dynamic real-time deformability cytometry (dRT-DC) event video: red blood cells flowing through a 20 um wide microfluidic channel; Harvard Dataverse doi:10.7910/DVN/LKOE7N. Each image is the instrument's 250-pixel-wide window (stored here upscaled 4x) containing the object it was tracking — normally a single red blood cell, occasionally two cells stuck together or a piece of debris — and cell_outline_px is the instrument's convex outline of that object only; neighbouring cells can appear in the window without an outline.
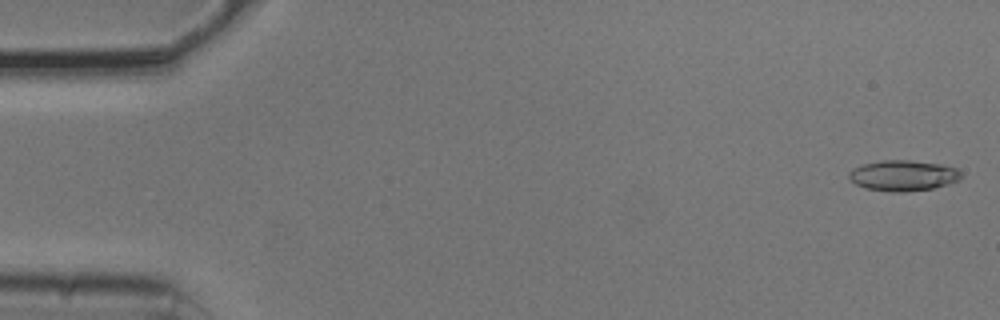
{"species": "common noctule bat (a hibernating species)", "species_latin": "Nyctalus noctula", "temperature_condition": "cold", "stored_images_in_passage": 12, "camera_frame_rate_fps": 3000, "um_per_image_px": 0.085, "animal": {"sex": "male", "body_mass_g": 20.5, "forearm_length_mm": 52.5}, "frame": {"image": 1, "passage_image": 1, "time_ms": 0.0, "image_size_px": [1000, 320], "cell_outline_px": [[960, 180], [948, 184], [932, 188], [904, 192], [892, 192], [864, 188], [856, 184], [848, 176], [848, 172], [852, 168], [864, 164], [880, 160], [908, 160], [940, 164], [956, 168], [960, 172]], "centroid_in_image_um": [76.74, 14.92], "position_along_channel_um": 8.3, "area_um2": 20.0}}
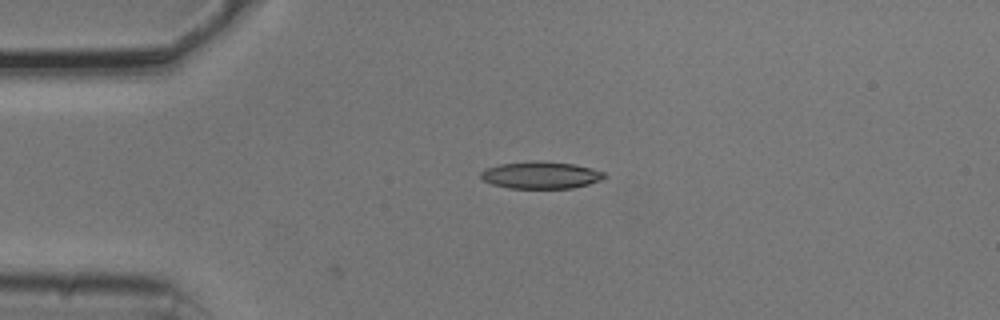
{"frame": {"image": 2, "passage_image": 12, "time_ms": 3.667, "image_size_px": [1000, 320], "cell_outline_px": [[608, 176], [604, 180], [572, 188], [508, 188], [492, 184], [484, 180], [480, 176], [480, 172], [484, 168], [500, 164], [536, 160], [576, 164], [592, 168], [604, 172]], "centroid_in_image_um": [46.0, 14.88], "position_along_channel_um": 39.0, "area_um2": 19.77}}